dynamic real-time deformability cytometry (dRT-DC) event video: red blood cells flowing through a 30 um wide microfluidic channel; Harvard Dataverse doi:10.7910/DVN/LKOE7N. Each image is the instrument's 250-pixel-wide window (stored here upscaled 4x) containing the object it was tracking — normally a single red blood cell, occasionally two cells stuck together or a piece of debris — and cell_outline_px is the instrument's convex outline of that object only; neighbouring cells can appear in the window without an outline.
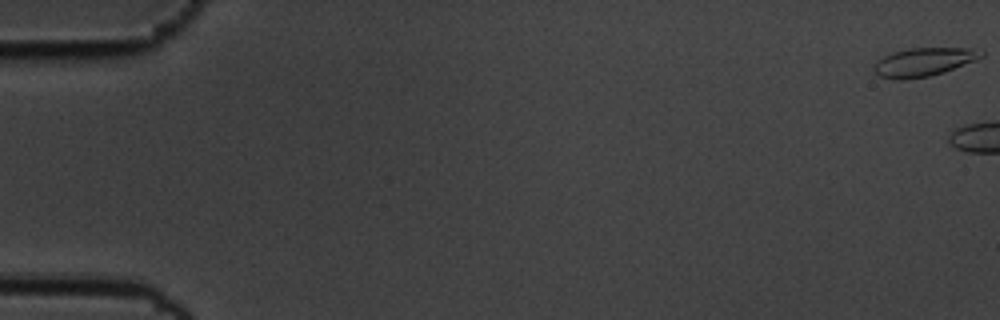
{"species": "common noctule bat (a hibernating species)", "species_latin": "Nyctalus noctula", "temperature_condition": "cold", "stored_images_in_passage": 5, "camera_frame_rate_fps": 3000, "um_per_image_px": 0.085, "animal": {"sex": "male", "body_mass_g": 19.5, "forearm_length_mm": 54.6}, "frame": {"image": 1, "passage_image": 1, "time_ms": 0.0, "image_size_px": [1000, 320], "cell_outline_px": [[984, 56], [944, 72], [928, 76], [900, 80], [876, 76], [872, 68], [872, 64], [876, 60], [892, 52], [908, 48], [972, 48], [984, 52]], "centroid_in_image_um": [78.43, 5.27], "position_along_channel_um": 6.6, "area_um2": 17.86}}